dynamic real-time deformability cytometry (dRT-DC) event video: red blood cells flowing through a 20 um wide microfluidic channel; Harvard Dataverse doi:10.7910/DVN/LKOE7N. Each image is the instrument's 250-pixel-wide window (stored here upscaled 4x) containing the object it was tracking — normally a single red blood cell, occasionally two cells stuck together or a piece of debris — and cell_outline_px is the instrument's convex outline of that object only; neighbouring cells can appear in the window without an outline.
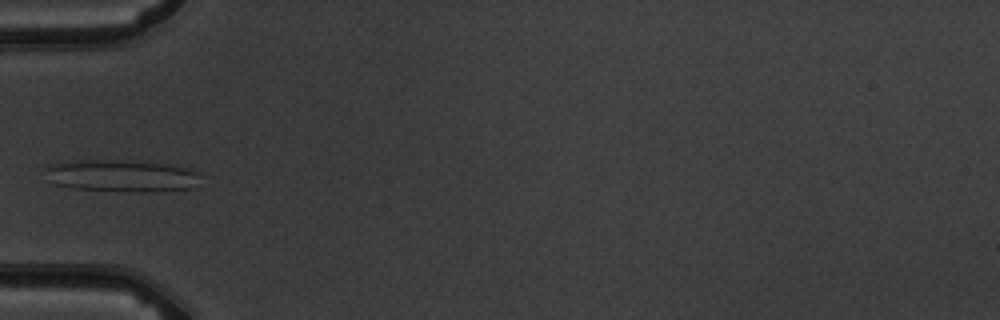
{"species": "common noctule bat (a hibernating species)", "species_latin": "Nyctalus noctula", "temperature_condition": "warm", "stored_images_in_passage": 8, "camera_frame_rate_fps": 3000, "um_per_image_px": 0.085, "animal": {"sex": "male", "body_mass_g": 19.5, "forearm_length_mm": 54.6}, "frame": {"image": 1, "passage_image": 6, "time_ms": 5.667, "image_size_px": [1000, 320], "cell_outline_px": [[200, 176], [192, 188], [144, 192], [76, 188], [56, 184], [48, 168], [48, 164], [80, 160], [124, 160], [164, 164], [192, 168], [200, 172]], "centroid_in_image_um": [10.45, 14.93], "position_along_channel_um": 74.5, "area_um2": 28.26}}